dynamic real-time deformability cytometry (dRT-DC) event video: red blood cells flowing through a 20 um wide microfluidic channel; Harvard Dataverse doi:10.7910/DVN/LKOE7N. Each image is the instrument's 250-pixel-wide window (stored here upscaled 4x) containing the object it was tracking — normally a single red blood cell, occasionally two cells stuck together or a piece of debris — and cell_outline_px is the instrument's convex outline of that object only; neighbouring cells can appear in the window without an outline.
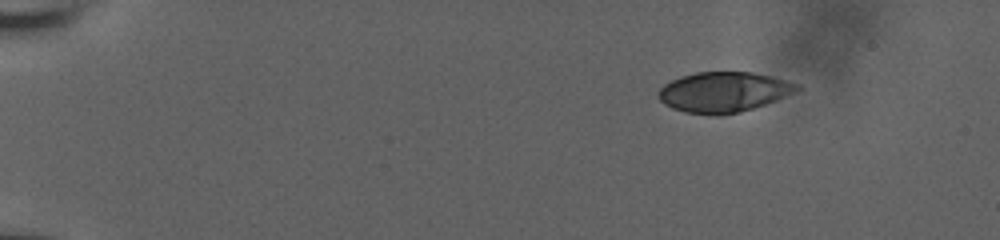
{"species": "human", "species_latin": "Homo sapiens", "temperature_condition": "room temperature", "stored_images_in_passage": 5, "camera_frame_rate_fps": 3000, "um_per_image_px": 0.085, "donor": {"sex": "male"}, "frame": {"image": 1, "passage_image": 1, "time_ms": 0.0, "image_size_px": [1000, 240], "cell_outline_px": [[800, 88], [796, 92], [776, 100], [740, 112], [720, 116], [716, 116], [684, 112], [672, 108], [664, 104], [656, 96], [660, 88], [664, 84], [680, 76], [696, 72], [752, 72], [772, 76], [788, 80], [800, 84]], "centroid_in_image_um": [61.5, 7.82], "position_along_channel_um": 23.5, "area_um2": 32.77}}
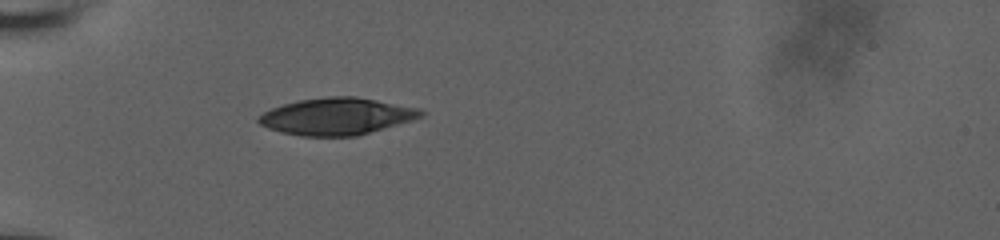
{"frame": {"image": 2, "passage_image": 5, "time_ms": 1.333, "image_size_px": [1000, 240], "cell_outline_px": [[428, 112], [424, 116], [412, 120], [356, 136], [300, 136], [280, 132], [268, 128], [260, 124], [256, 120], [256, 116], [272, 108], [296, 100], [328, 96], [356, 96], [420, 108]], "centroid_in_image_um": [28.62, 9.88], "position_along_channel_um": 56.4, "area_um2": 35.2}}